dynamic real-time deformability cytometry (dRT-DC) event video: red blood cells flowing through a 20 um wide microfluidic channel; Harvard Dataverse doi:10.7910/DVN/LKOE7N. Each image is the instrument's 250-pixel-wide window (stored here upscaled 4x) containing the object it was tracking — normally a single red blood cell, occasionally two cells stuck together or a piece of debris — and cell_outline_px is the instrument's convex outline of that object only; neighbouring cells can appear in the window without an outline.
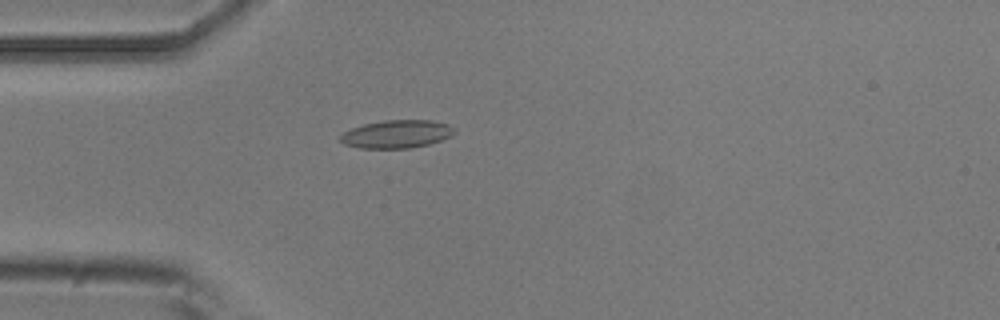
{"species": "common noctule bat (a hibernating species)", "species_latin": "Nyctalus noctula", "temperature_condition": "room temperature", "stored_images_in_passage": 4, "camera_frame_rate_fps": 3000, "um_per_image_px": 0.085, "animal": {"sex": "male", "body_mass_g": 20.5, "forearm_length_mm": 52.5}, "frame": {"image": 1, "passage_image": 4, "time_ms": 3.667, "image_size_px": [1000, 320], "cell_outline_px": [[456, 132], [452, 136], [428, 144], [408, 148], [360, 148], [344, 144], [340, 140], [340, 136], [344, 132], [352, 128], [364, 124], [384, 120], [432, 120], [448, 124], [456, 128]], "centroid_in_image_um": [33.75, 11.39], "position_along_channel_um": 51.3, "area_um2": 18.61}}